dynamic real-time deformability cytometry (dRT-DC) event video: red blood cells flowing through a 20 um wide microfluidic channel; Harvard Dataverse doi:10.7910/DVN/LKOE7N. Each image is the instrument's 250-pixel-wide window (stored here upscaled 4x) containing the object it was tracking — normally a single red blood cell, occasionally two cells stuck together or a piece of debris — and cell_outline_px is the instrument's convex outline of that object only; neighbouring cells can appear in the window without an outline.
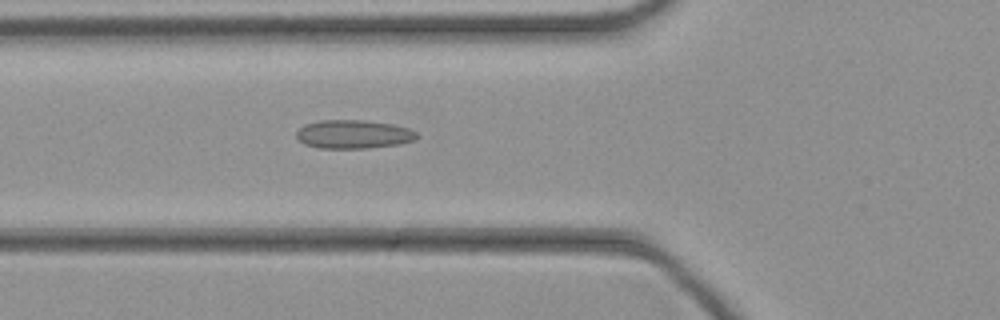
{"species": "common noctule bat (a hibernating species)", "species_latin": "Nyctalus noctula", "temperature_condition": "cold", "stored_images_in_passage": 37, "camera_frame_rate_fps": 3000, "um_per_image_px": 0.085, "animal": {"sex": "female", "body_mass_g": 21.9}, "frame": {"image": 1, "passage_image": 8, "time_ms": 2.333, "image_size_px": [1000, 320], "cell_outline_px": [[420, 136], [416, 140], [400, 144], [368, 148], [320, 148], [304, 144], [296, 136], [296, 132], [304, 124], [320, 120], [364, 120], [392, 124], [408, 128], [416, 132]], "centroid_in_image_um": [30.07, 11.41], "position_along_channel_um": 95.7, "area_um2": 20.17}}
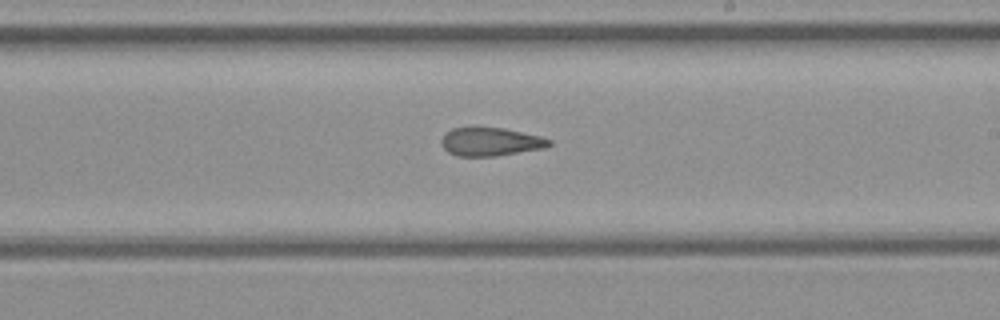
{"frame": {"image": 2, "passage_image": 18, "time_ms": 5.667, "image_size_px": [1000, 320], "cell_outline_px": [[552, 144], [544, 148], [492, 156], [456, 156], [448, 152], [440, 144], [440, 140], [452, 128], [476, 124], [504, 128], [540, 136], [552, 140]], "centroid_in_image_um": [41.65, 12.0], "position_along_channel_um": 247.4, "area_um2": 18.32}}
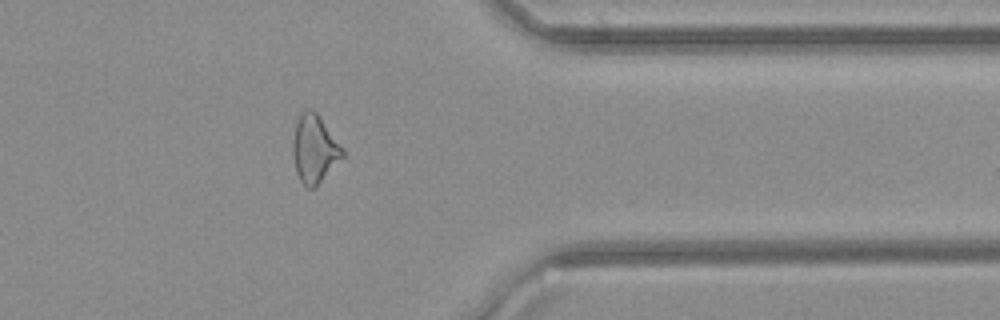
{"frame": {"image": 3, "passage_image": 28, "time_ms": 9.0, "image_size_px": [1000, 320], "cell_outline_px": [[344, 156], [316, 188], [308, 188], [300, 180], [296, 172], [292, 152], [292, 140], [296, 124], [300, 112], [304, 108], [312, 108], [320, 116], [344, 148]], "centroid_in_image_um": [26.73, 12.64], "position_along_channel_um": 384.7, "area_um2": 20.06}}